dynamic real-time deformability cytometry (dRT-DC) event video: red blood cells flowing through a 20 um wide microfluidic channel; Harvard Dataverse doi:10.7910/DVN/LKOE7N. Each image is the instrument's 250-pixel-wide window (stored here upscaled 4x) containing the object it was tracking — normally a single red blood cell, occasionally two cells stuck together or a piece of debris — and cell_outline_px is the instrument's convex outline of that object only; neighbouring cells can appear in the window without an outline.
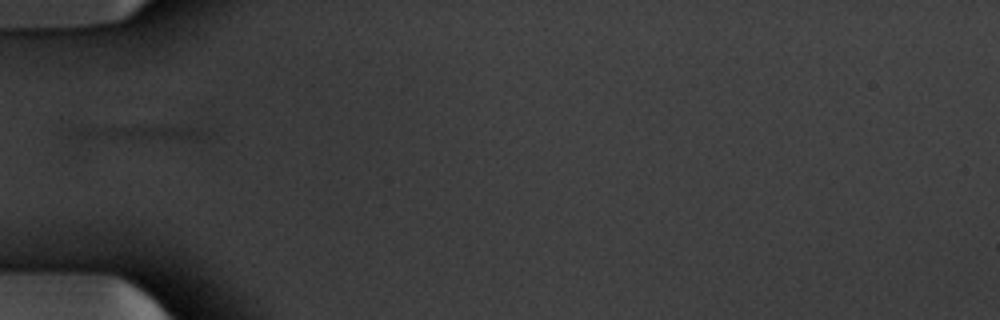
{"species": "common noctule bat (a hibernating species)", "species_latin": "Nyctalus noctula", "temperature_condition": "warm", "stored_images_in_passage": 7, "segment_of_instrument_passage": [1, 2], "camera_frame_rate_fps": 3000, "um_per_image_px": 0.085, "animal": {"sex": "male", "body_mass_g": 20.1, "forearm_length_mm": 53.5}, "frame": {"image": 1, "passage_image": 1, "time_ms": 0.0, "image_size_px": [1000, 320], "cell_outline_px": [[212, 132], [204, 140], [188, 140], [76, 136], [68, 132], [72, 128], [180, 124], [208, 128]], "centroid_in_image_um": [12.44, 11.23], "position_along_channel_um": 72.6, "area_um2": 12.14}}